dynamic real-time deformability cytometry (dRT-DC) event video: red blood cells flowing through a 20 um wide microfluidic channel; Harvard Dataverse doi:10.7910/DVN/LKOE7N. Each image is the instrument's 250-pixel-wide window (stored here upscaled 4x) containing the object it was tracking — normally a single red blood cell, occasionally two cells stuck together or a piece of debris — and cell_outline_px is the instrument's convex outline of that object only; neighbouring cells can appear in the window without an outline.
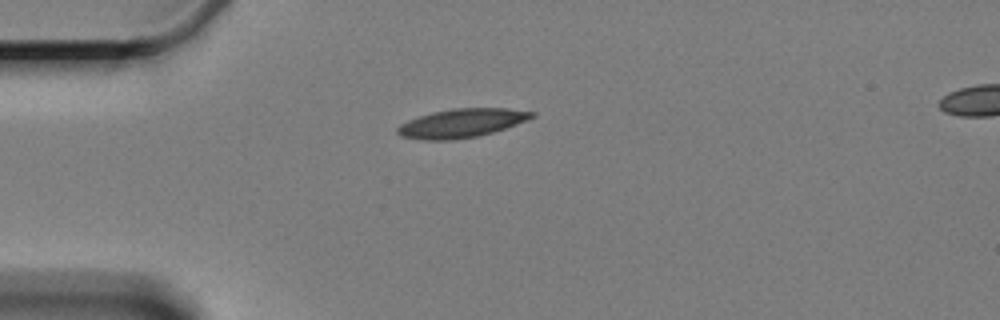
{"species": "Egyptian fruit bat (a non-hibernating species)", "species_latin": "Rousettus aegyptiacus", "temperature_condition": "cold", "stored_images_in_passage": 2, "segment_of_instrument_passage": [1, 2], "camera_frame_rate_fps": 3000, "um_per_image_px": 0.085, "animal": {"sex": "female"}, "frame": {"image": 1, "passage_image": 1, "time_ms": 0.0, "image_size_px": [1000, 320], "cell_outline_px": [[536, 116], [528, 120], [492, 132], [476, 136], [452, 140], [424, 140], [400, 136], [396, 132], [396, 128], [400, 124], [408, 120], [432, 112], [452, 108], [508, 108], [536, 112]], "centroid_in_image_um": [39.23, 10.46], "position_along_channel_um": 45.8, "area_um2": 22.48}}